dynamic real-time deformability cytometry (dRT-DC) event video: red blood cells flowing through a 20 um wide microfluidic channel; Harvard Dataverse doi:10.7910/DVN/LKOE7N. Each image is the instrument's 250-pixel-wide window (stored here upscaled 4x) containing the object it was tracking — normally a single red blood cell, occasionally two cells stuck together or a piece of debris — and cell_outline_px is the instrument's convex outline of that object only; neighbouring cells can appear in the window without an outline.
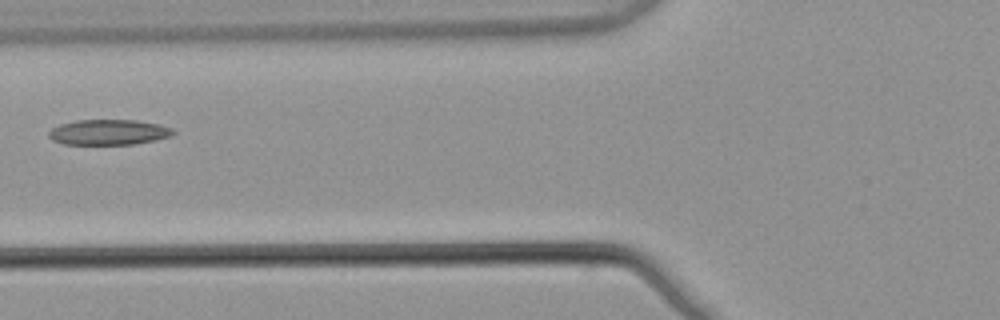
{"species": "common noctule bat (a hibernating species)", "species_latin": "Nyctalus noctula", "temperature_condition": "warm", "stored_images_in_passage": 7, "camera_frame_rate_fps": 3000, "um_per_image_px": 0.085, "animal": {"sex": "male", "body_mass_g": 21.5, "forearm_length_mm": 52.0}, "frame": {"image": 1, "passage_image": 6, "time_ms": 1.667, "image_size_px": [1000, 320], "cell_outline_px": [[176, 132], [172, 136], [156, 140], [136, 144], [64, 144], [52, 140], [48, 136], [48, 132], [52, 128], [60, 124], [76, 120], [136, 120], [160, 124], [172, 128]], "centroid_in_image_um": [9.26, 11.23], "position_along_channel_um": 116.5, "area_um2": 18.55}}
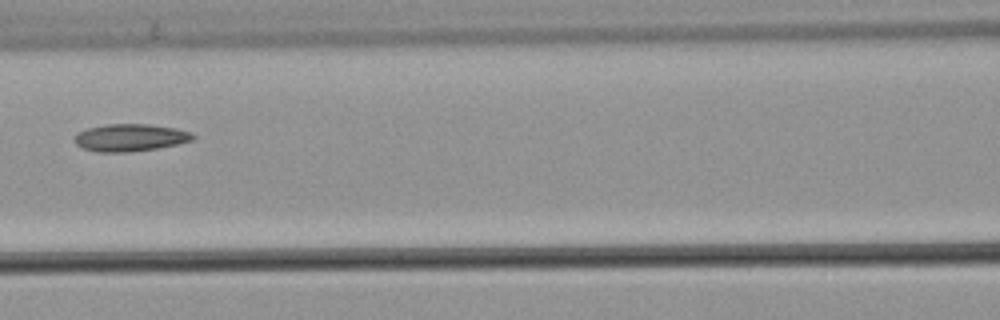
{"frame": {"image": 2, "passage_image": 7, "time_ms": 2.0, "image_size_px": [1000, 320], "cell_outline_px": [[196, 136], [192, 140], [176, 144], [156, 148], [128, 152], [96, 152], [84, 148], [76, 144], [76, 132], [88, 128], [108, 124], [148, 124], [176, 128], [192, 132]], "centroid_in_image_um": [11.08, 11.69], "position_along_channel_um": 155.5, "area_um2": 18.73}}